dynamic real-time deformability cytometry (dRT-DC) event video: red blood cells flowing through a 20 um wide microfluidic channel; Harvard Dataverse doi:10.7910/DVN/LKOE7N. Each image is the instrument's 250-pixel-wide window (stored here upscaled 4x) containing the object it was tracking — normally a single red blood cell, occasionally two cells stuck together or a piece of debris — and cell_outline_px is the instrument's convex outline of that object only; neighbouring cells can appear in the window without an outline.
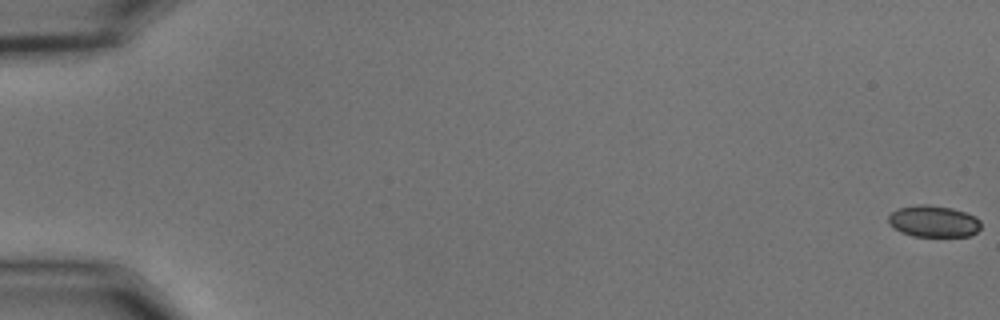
{"species": "common noctule bat (a hibernating species)", "species_latin": "Nyctalus noctula", "temperature_condition": "cold", "stored_images_in_passage": 18, "camera_frame_rate_fps": 3000, "um_per_image_px": 0.085, "animal": {"sex": "male", "body_mass_g": 15.6}, "frame": {"image": 1, "passage_image": 1, "time_ms": 0.0, "image_size_px": [1000, 320], "cell_outline_px": [[980, 228], [976, 232], [968, 236], [912, 236], [900, 232], [888, 224], [888, 216], [896, 208], [916, 204], [928, 204], [952, 208], [976, 216], [980, 220]], "centroid_in_image_um": [79.31, 18.8], "position_along_channel_um": 5.7, "area_um2": 17.22}}
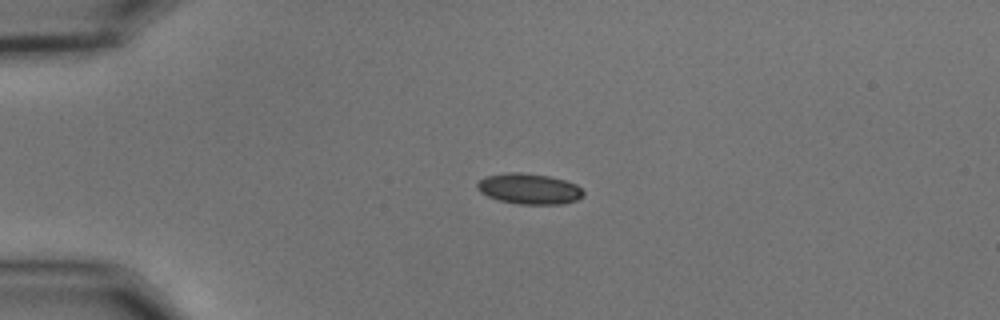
{"frame": {"image": 2, "passage_image": 15, "time_ms": 4.667, "image_size_px": [1000, 320], "cell_outline_px": [[584, 196], [576, 200], [560, 204], [520, 204], [500, 200], [488, 196], [480, 192], [476, 188], [476, 184], [484, 176], [508, 172], [520, 172], [548, 176], [564, 180], [576, 184], [584, 192]], "centroid_in_image_um": [44.96, 16.04], "position_along_channel_um": 40.0, "area_um2": 18.9}}